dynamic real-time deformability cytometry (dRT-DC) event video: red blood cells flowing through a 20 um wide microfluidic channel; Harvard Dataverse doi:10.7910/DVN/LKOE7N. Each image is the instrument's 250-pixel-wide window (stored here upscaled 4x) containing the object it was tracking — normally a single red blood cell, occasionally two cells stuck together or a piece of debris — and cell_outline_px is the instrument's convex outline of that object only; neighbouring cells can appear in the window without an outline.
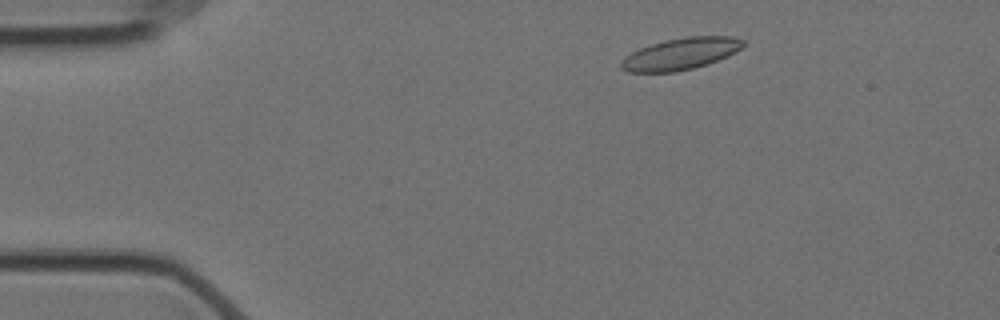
{"species": "Egyptian fruit bat (a non-hibernating species)", "species_latin": "Rousettus aegyptiacus", "temperature_condition": "cold", "stored_images_in_passage": 54, "camera_frame_rate_fps": 3000, "um_per_image_px": 0.085, "animal": {"sex": "female"}, "frame": {"image": 1, "passage_image": 6, "time_ms": 1.667, "image_size_px": [1000, 320], "cell_outline_px": [[744, 44], [736, 52], [728, 56], [708, 64], [676, 72], [628, 72], [620, 68], [620, 60], [624, 56], [640, 48], [664, 40], [688, 36], [732, 36], [744, 40]], "centroid_in_image_um": [57.84, 4.58], "position_along_channel_um": 27.2, "area_um2": 22.66}}
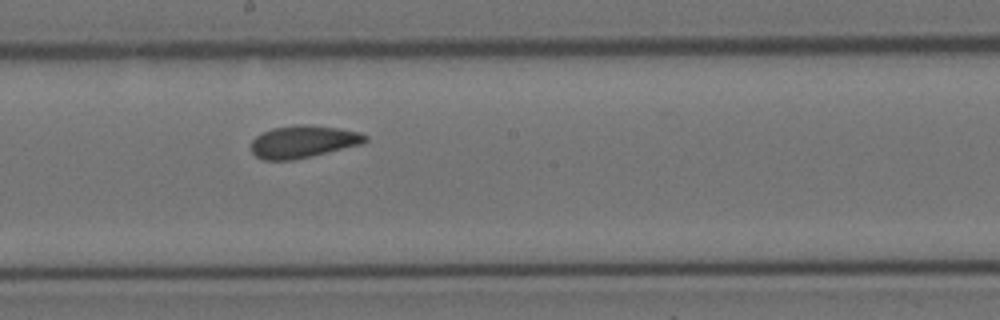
{"frame": {"image": 2, "passage_image": 28, "time_ms": 9.0, "image_size_px": [1000, 320], "cell_outline_px": [[368, 140], [364, 144], [312, 156], [292, 160], [264, 160], [256, 156], [252, 152], [252, 140], [256, 136], [272, 128], [296, 124], [308, 124], [340, 128], [360, 132], [368, 136]], "centroid_in_image_um": [25.82, 12.03], "position_along_channel_um": 222.4, "area_um2": 21.73}}
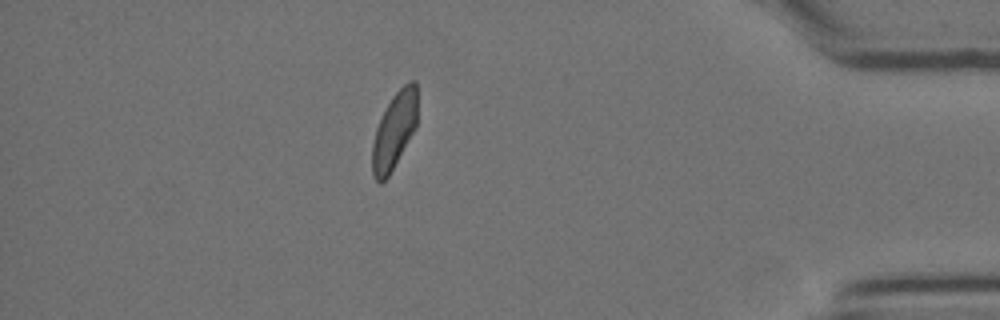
{"frame": {"image": 3, "passage_image": 47, "time_ms": 15.333, "image_size_px": [1000, 320], "cell_outline_px": [[416, 128], [388, 176], [380, 184], [372, 176], [372, 144], [376, 128], [392, 96], [404, 84], [412, 80], [416, 80]], "centroid_in_image_um": [33.5, 11.12], "position_along_channel_um": 401.7, "area_um2": 19.83}, "authors_computed_cell_mechanics": {"area_um2": 21.5016, "velocity_mm_per_s": 3.4895, "shape_relaxation_time_tau1_ms": 5.7488, "shape_relaxation_time_tau2_ms": 1.8789, "deformation_change_tau1": 0.1114, "deformation_change_tau2": 0.0651}}